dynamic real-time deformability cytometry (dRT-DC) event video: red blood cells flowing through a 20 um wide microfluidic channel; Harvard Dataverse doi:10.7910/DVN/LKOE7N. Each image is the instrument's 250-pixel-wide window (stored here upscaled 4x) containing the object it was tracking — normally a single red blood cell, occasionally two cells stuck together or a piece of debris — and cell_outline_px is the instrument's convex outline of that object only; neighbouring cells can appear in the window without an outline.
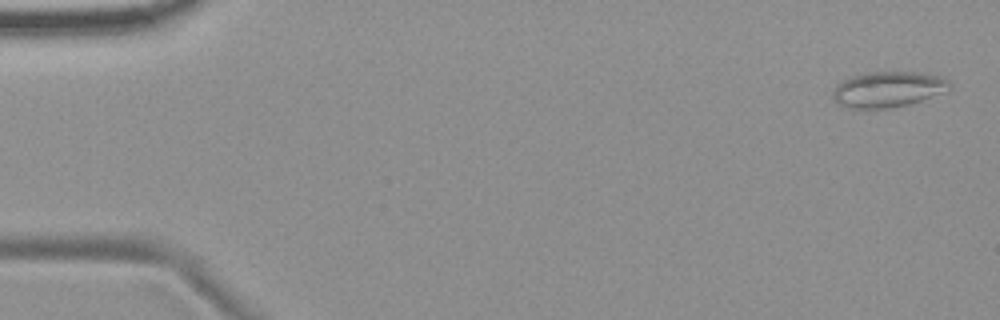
{"species": "common noctule bat (a hibernating species)", "species_latin": "Nyctalus noctula", "temperature_condition": "room temperature", "stored_images_in_passage": 5, "camera_frame_rate_fps": 3000, "um_per_image_px": 0.085, "animal": {"sex": "female", "body_mass_g": 19.9}, "frame": {"image": 1, "passage_image": 1, "time_ms": 0.0, "image_size_px": [1000, 320], "cell_outline_px": [[952, 88], [948, 92], [908, 104], [888, 108], [852, 108], [836, 104], [832, 96], [832, 92], [836, 84], [852, 76], [872, 72], [916, 72], [936, 76], [948, 80], [952, 84]], "centroid_in_image_um": [75.49, 7.6], "position_along_channel_um": 9.5, "area_um2": 24.28}}